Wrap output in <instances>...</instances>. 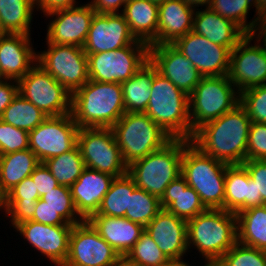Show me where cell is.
<instances>
[{
    "mask_svg": "<svg viewBox=\"0 0 266 266\" xmlns=\"http://www.w3.org/2000/svg\"><path fill=\"white\" fill-rule=\"evenodd\" d=\"M246 110L239 104L232 111L199 127L191 142L203 153L228 165L247 160V142L251 125Z\"/></svg>",
    "mask_w": 266,
    "mask_h": 266,
    "instance_id": "obj_1",
    "label": "cell"
},
{
    "mask_svg": "<svg viewBox=\"0 0 266 266\" xmlns=\"http://www.w3.org/2000/svg\"><path fill=\"white\" fill-rule=\"evenodd\" d=\"M124 113L120 83L89 80L72 94L71 114L79 128H111Z\"/></svg>",
    "mask_w": 266,
    "mask_h": 266,
    "instance_id": "obj_2",
    "label": "cell"
},
{
    "mask_svg": "<svg viewBox=\"0 0 266 266\" xmlns=\"http://www.w3.org/2000/svg\"><path fill=\"white\" fill-rule=\"evenodd\" d=\"M188 250L216 263L237 242V217L224 209H206L187 221Z\"/></svg>",
    "mask_w": 266,
    "mask_h": 266,
    "instance_id": "obj_3",
    "label": "cell"
},
{
    "mask_svg": "<svg viewBox=\"0 0 266 266\" xmlns=\"http://www.w3.org/2000/svg\"><path fill=\"white\" fill-rule=\"evenodd\" d=\"M151 91L145 113L173 139L191 140L189 96L155 66Z\"/></svg>",
    "mask_w": 266,
    "mask_h": 266,
    "instance_id": "obj_4",
    "label": "cell"
},
{
    "mask_svg": "<svg viewBox=\"0 0 266 266\" xmlns=\"http://www.w3.org/2000/svg\"><path fill=\"white\" fill-rule=\"evenodd\" d=\"M226 163L203 153L184 139L181 175L200 197L206 209H224Z\"/></svg>",
    "mask_w": 266,
    "mask_h": 266,
    "instance_id": "obj_5",
    "label": "cell"
},
{
    "mask_svg": "<svg viewBox=\"0 0 266 266\" xmlns=\"http://www.w3.org/2000/svg\"><path fill=\"white\" fill-rule=\"evenodd\" d=\"M184 139H172L164 147L127 167L136 186L161 199L167 186L181 175Z\"/></svg>",
    "mask_w": 266,
    "mask_h": 266,
    "instance_id": "obj_6",
    "label": "cell"
},
{
    "mask_svg": "<svg viewBox=\"0 0 266 266\" xmlns=\"http://www.w3.org/2000/svg\"><path fill=\"white\" fill-rule=\"evenodd\" d=\"M111 129L127 166L173 139L145 112H125Z\"/></svg>",
    "mask_w": 266,
    "mask_h": 266,
    "instance_id": "obj_7",
    "label": "cell"
},
{
    "mask_svg": "<svg viewBox=\"0 0 266 266\" xmlns=\"http://www.w3.org/2000/svg\"><path fill=\"white\" fill-rule=\"evenodd\" d=\"M240 104V93L228 75L202 77L189 95L191 139L203 124L232 111Z\"/></svg>",
    "mask_w": 266,
    "mask_h": 266,
    "instance_id": "obj_8",
    "label": "cell"
},
{
    "mask_svg": "<svg viewBox=\"0 0 266 266\" xmlns=\"http://www.w3.org/2000/svg\"><path fill=\"white\" fill-rule=\"evenodd\" d=\"M87 58L90 80L121 83L149 61V45L130 44L113 51L87 54Z\"/></svg>",
    "mask_w": 266,
    "mask_h": 266,
    "instance_id": "obj_9",
    "label": "cell"
},
{
    "mask_svg": "<svg viewBox=\"0 0 266 266\" xmlns=\"http://www.w3.org/2000/svg\"><path fill=\"white\" fill-rule=\"evenodd\" d=\"M45 42L47 49L37 51V63L72 95L90 80L87 54L76 45Z\"/></svg>",
    "mask_w": 266,
    "mask_h": 266,
    "instance_id": "obj_10",
    "label": "cell"
},
{
    "mask_svg": "<svg viewBox=\"0 0 266 266\" xmlns=\"http://www.w3.org/2000/svg\"><path fill=\"white\" fill-rule=\"evenodd\" d=\"M77 146L84 165L115 178L127 174L120 148L111 128H79Z\"/></svg>",
    "mask_w": 266,
    "mask_h": 266,
    "instance_id": "obj_11",
    "label": "cell"
},
{
    "mask_svg": "<svg viewBox=\"0 0 266 266\" xmlns=\"http://www.w3.org/2000/svg\"><path fill=\"white\" fill-rule=\"evenodd\" d=\"M18 92L48 117L71 113L72 95L38 63L18 81Z\"/></svg>",
    "mask_w": 266,
    "mask_h": 266,
    "instance_id": "obj_12",
    "label": "cell"
},
{
    "mask_svg": "<svg viewBox=\"0 0 266 266\" xmlns=\"http://www.w3.org/2000/svg\"><path fill=\"white\" fill-rule=\"evenodd\" d=\"M79 127L71 113L47 117L29 132V149L40 162L71 151L77 146Z\"/></svg>",
    "mask_w": 266,
    "mask_h": 266,
    "instance_id": "obj_13",
    "label": "cell"
},
{
    "mask_svg": "<svg viewBox=\"0 0 266 266\" xmlns=\"http://www.w3.org/2000/svg\"><path fill=\"white\" fill-rule=\"evenodd\" d=\"M119 254L88 220L74 224L69 251L62 266H111Z\"/></svg>",
    "mask_w": 266,
    "mask_h": 266,
    "instance_id": "obj_14",
    "label": "cell"
},
{
    "mask_svg": "<svg viewBox=\"0 0 266 266\" xmlns=\"http://www.w3.org/2000/svg\"><path fill=\"white\" fill-rule=\"evenodd\" d=\"M228 77L239 93L266 84V51L251 34L231 51Z\"/></svg>",
    "mask_w": 266,
    "mask_h": 266,
    "instance_id": "obj_15",
    "label": "cell"
},
{
    "mask_svg": "<svg viewBox=\"0 0 266 266\" xmlns=\"http://www.w3.org/2000/svg\"><path fill=\"white\" fill-rule=\"evenodd\" d=\"M172 45L192 62L202 77L228 75L231 53L228 47L214 44L193 31L177 39Z\"/></svg>",
    "mask_w": 266,
    "mask_h": 266,
    "instance_id": "obj_16",
    "label": "cell"
},
{
    "mask_svg": "<svg viewBox=\"0 0 266 266\" xmlns=\"http://www.w3.org/2000/svg\"><path fill=\"white\" fill-rule=\"evenodd\" d=\"M72 227L73 225H45L28 220L14 229L34 251L37 250L54 266H62L68 256Z\"/></svg>",
    "mask_w": 266,
    "mask_h": 266,
    "instance_id": "obj_17",
    "label": "cell"
},
{
    "mask_svg": "<svg viewBox=\"0 0 266 266\" xmlns=\"http://www.w3.org/2000/svg\"><path fill=\"white\" fill-rule=\"evenodd\" d=\"M94 14L89 3L48 13L44 16L50 18L45 40L51 44L83 48Z\"/></svg>",
    "mask_w": 266,
    "mask_h": 266,
    "instance_id": "obj_18",
    "label": "cell"
},
{
    "mask_svg": "<svg viewBox=\"0 0 266 266\" xmlns=\"http://www.w3.org/2000/svg\"><path fill=\"white\" fill-rule=\"evenodd\" d=\"M130 44H146L136 40L121 13H95L83 49L86 54L113 51Z\"/></svg>",
    "mask_w": 266,
    "mask_h": 266,
    "instance_id": "obj_19",
    "label": "cell"
},
{
    "mask_svg": "<svg viewBox=\"0 0 266 266\" xmlns=\"http://www.w3.org/2000/svg\"><path fill=\"white\" fill-rule=\"evenodd\" d=\"M149 60L160 74L188 96L202 78L192 62L172 44L149 46Z\"/></svg>",
    "mask_w": 266,
    "mask_h": 266,
    "instance_id": "obj_20",
    "label": "cell"
},
{
    "mask_svg": "<svg viewBox=\"0 0 266 266\" xmlns=\"http://www.w3.org/2000/svg\"><path fill=\"white\" fill-rule=\"evenodd\" d=\"M31 41V35H0L1 79L19 81L37 63V51Z\"/></svg>",
    "mask_w": 266,
    "mask_h": 266,
    "instance_id": "obj_21",
    "label": "cell"
},
{
    "mask_svg": "<svg viewBox=\"0 0 266 266\" xmlns=\"http://www.w3.org/2000/svg\"><path fill=\"white\" fill-rule=\"evenodd\" d=\"M145 230L169 260L181 259L191 253L188 250L187 221L166 209H162Z\"/></svg>",
    "mask_w": 266,
    "mask_h": 266,
    "instance_id": "obj_22",
    "label": "cell"
},
{
    "mask_svg": "<svg viewBox=\"0 0 266 266\" xmlns=\"http://www.w3.org/2000/svg\"><path fill=\"white\" fill-rule=\"evenodd\" d=\"M114 178L109 174L85 167L81 176L70 186L76 210L84 220L97 213Z\"/></svg>",
    "mask_w": 266,
    "mask_h": 266,
    "instance_id": "obj_23",
    "label": "cell"
},
{
    "mask_svg": "<svg viewBox=\"0 0 266 266\" xmlns=\"http://www.w3.org/2000/svg\"><path fill=\"white\" fill-rule=\"evenodd\" d=\"M257 188L243 164L227 165L225 172L224 210L237 214L245 209L263 206Z\"/></svg>",
    "mask_w": 266,
    "mask_h": 266,
    "instance_id": "obj_24",
    "label": "cell"
},
{
    "mask_svg": "<svg viewBox=\"0 0 266 266\" xmlns=\"http://www.w3.org/2000/svg\"><path fill=\"white\" fill-rule=\"evenodd\" d=\"M195 11L182 0H166L159 4L157 45L173 44L192 31Z\"/></svg>",
    "mask_w": 266,
    "mask_h": 266,
    "instance_id": "obj_25",
    "label": "cell"
},
{
    "mask_svg": "<svg viewBox=\"0 0 266 266\" xmlns=\"http://www.w3.org/2000/svg\"><path fill=\"white\" fill-rule=\"evenodd\" d=\"M88 221L119 255H126L145 231V227L125 217L93 214Z\"/></svg>",
    "mask_w": 266,
    "mask_h": 266,
    "instance_id": "obj_26",
    "label": "cell"
},
{
    "mask_svg": "<svg viewBox=\"0 0 266 266\" xmlns=\"http://www.w3.org/2000/svg\"><path fill=\"white\" fill-rule=\"evenodd\" d=\"M192 31L203 35L214 44L228 47L231 51L247 35L234 22L218 15L210 8L196 9Z\"/></svg>",
    "mask_w": 266,
    "mask_h": 266,
    "instance_id": "obj_27",
    "label": "cell"
},
{
    "mask_svg": "<svg viewBox=\"0 0 266 266\" xmlns=\"http://www.w3.org/2000/svg\"><path fill=\"white\" fill-rule=\"evenodd\" d=\"M158 8L150 0H129L121 13L136 40L149 46H157Z\"/></svg>",
    "mask_w": 266,
    "mask_h": 266,
    "instance_id": "obj_28",
    "label": "cell"
},
{
    "mask_svg": "<svg viewBox=\"0 0 266 266\" xmlns=\"http://www.w3.org/2000/svg\"><path fill=\"white\" fill-rule=\"evenodd\" d=\"M162 209L175 214L183 220H190L206 210L199 194L180 175L165 189L160 199Z\"/></svg>",
    "mask_w": 266,
    "mask_h": 266,
    "instance_id": "obj_29",
    "label": "cell"
},
{
    "mask_svg": "<svg viewBox=\"0 0 266 266\" xmlns=\"http://www.w3.org/2000/svg\"><path fill=\"white\" fill-rule=\"evenodd\" d=\"M40 163L30 149L0 155V198L24 178L30 177Z\"/></svg>",
    "mask_w": 266,
    "mask_h": 266,
    "instance_id": "obj_30",
    "label": "cell"
},
{
    "mask_svg": "<svg viewBox=\"0 0 266 266\" xmlns=\"http://www.w3.org/2000/svg\"><path fill=\"white\" fill-rule=\"evenodd\" d=\"M154 65L150 60L127 81L121 82L125 112H145L151 96Z\"/></svg>",
    "mask_w": 266,
    "mask_h": 266,
    "instance_id": "obj_31",
    "label": "cell"
},
{
    "mask_svg": "<svg viewBox=\"0 0 266 266\" xmlns=\"http://www.w3.org/2000/svg\"><path fill=\"white\" fill-rule=\"evenodd\" d=\"M237 217V242L266 251V205L240 211Z\"/></svg>",
    "mask_w": 266,
    "mask_h": 266,
    "instance_id": "obj_32",
    "label": "cell"
},
{
    "mask_svg": "<svg viewBox=\"0 0 266 266\" xmlns=\"http://www.w3.org/2000/svg\"><path fill=\"white\" fill-rule=\"evenodd\" d=\"M34 0H0L1 34L31 35Z\"/></svg>",
    "mask_w": 266,
    "mask_h": 266,
    "instance_id": "obj_33",
    "label": "cell"
},
{
    "mask_svg": "<svg viewBox=\"0 0 266 266\" xmlns=\"http://www.w3.org/2000/svg\"><path fill=\"white\" fill-rule=\"evenodd\" d=\"M136 187L128 174L114 178L96 214L125 217L126 211H129L130 196Z\"/></svg>",
    "mask_w": 266,
    "mask_h": 266,
    "instance_id": "obj_34",
    "label": "cell"
},
{
    "mask_svg": "<svg viewBox=\"0 0 266 266\" xmlns=\"http://www.w3.org/2000/svg\"><path fill=\"white\" fill-rule=\"evenodd\" d=\"M48 116L33 103L25 99L19 92L13 98L0 118L4 123L30 132L41 124Z\"/></svg>",
    "mask_w": 266,
    "mask_h": 266,
    "instance_id": "obj_35",
    "label": "cell"
},
{
    "mask_svg": "<svg viewBox=\"0 0 266 266\" xmlns=\"http://www.w3.org/2000/svg\"><path fill=\"white\" fill-rule=\"evenodd\" d=\"M59 185L70 187L81 176L85 168L81 151L76 146L71 151L43 162Z\"/></svg>",
    "mask_w": 266,
    "mask_h": 266,
    "instance_id": "obj_36",
    "label": "cell"
},
{
    "mask_svg": "<svg viewBox=\"0 0 266 266\" xmlns=\"http://www.w3.org/2000/svg\"><path fill=\"white\" fill-rule=\"evenodd\" d=\"M254 0H212L209 8L218 15L231 20L246 34H251L258 19L247 20ZM252 7V8H251Z\"/></svg>",
    "mask_w": 266,
    "mask_h": 266,
    "instance_id": "obj_37",
    "label": "cell"
},
{
    "mask_svg": "<svg viewBox=\"0 0 266 266\" xmlns=\"http://www.w3.org/2000/svg\"><path fill=\"white\" fill-rule=\"evenodd\" d=\"M162 210L160 199L136 187L130 196L129 211L125 218L146 227Z\"/></svg>",
    "mask_w": 266,
    "mask_h": 266,
    "instance_id": "obj_38",
    "label": "cell"
},
{
    "mask_svg": "<svg viewBox=\"0 0 266 266\" xmlns=\"http://www.w3.org/2000/svg\"><path fill=\"white\" fill-rule=\"evenodd\" d=\"M40 199L56 210L71 225L78 224L84 220L76 210L71 190L68 186L58 185L40 197Z\"/></svg>",
    "mask_w": 266,
    "mask_h": 266,
    "instance_id": "obj_39",
    "label": "cell"
},
{
    "mask_svg": "<svg viewBox=\"0 0 266 266\" xmlns=\"http://www.w3.org/2000/svg\"><path fill=\"white\" fill-rule=\"evenodd\" d=\"M126 255L140 266H164L169 261L146 230Z\"/></svg>",
    "mask_w": 266,
    "mask_h": 266,
    "instance_id": "obj_40",
    "label": "cell"
},
{
    "mask_svg": "<svg viewBox=\"0 0 266 266\" xmlns=\"http://www.w3.org/2000/svg\"><path fill=\"white\" fill-rule=\"evenodd\" d=\"M216 264L218 266H266V251L236 242Z\"/></svg>",
    "mask_w": 266,
    "mask_h": 266,
    "instance_id": "obj_41",
    "label": "cell"
},
{
    "mask_svg": "<svg viewBox=\"0 0 266 266\" xmlns=\"http://www.w3.org/2000/svg\"><path fill=\"white\" fill-rule=\"evenodd\" d=\"M240 105L252 122L266 123V84L242 91Z\"/></svg>",
    "mask_w": 266,
    "mask_h": 266,
    "instance_id": "obj_42",
    "label": "cell"
},
{
    "mask_svg": "<svg viewBox=\"0 0 266 266\" xmlns=\"http://www.w3.org/2000/svg\"><path fill=\"white\" fill-rule=\"evenodd\" d=\"M29 149V132L0 119V155Z\"/></svg>",
    "mask_w": 266,
    "mask_h": 266,
    "instance_id": "obj_43",
    "label": "cell"
},
{
    "mask_svg": "<svg viewBox=\"0 0 266 266\" xmlns=\"http://www.w3.org/2000/svg\"><path fill=\"white\" fill-rule=\"evenodd\" d=\"M247 160H266V123L251 122L247 142Z\"/></svg>",
    "mask_w": 266,
    "mask_h": 266,
    "instance_id": "obj_44",
    "label": "cell"
},
{
    "mask_svg": "<svg viewBox=\"0 0 266 266\" xmlns=\"http://www.w3.org/2000/svg\"><path fill=\"white\" fill-rule=\"evenodd\" d=\"M1 213L10 219L11 227L14 228L25 221L33 218L36 210V202H1Z\"/></svg>",
    "mask_w": 266,
    "mask_h": 266,
    "instance_id": "obj_45",
    "label": "cell"
},
{
    "mask_svg": "<svg viewBox=\"0 0 266 266\" xmlns=\"http://www.w3.org/2000/svg\"><path fill=\"white\" fill-rule=\"evenodd\" d=\"M38 199L40 197L35 183L31 177H27L9 190L1 198V202H37Z\"/></svg>",
    "mask_w": 266,
    "mask_h": 266,
    "instance_id": "obj_46",
    "label": "cell"
},
{
    "mask_svg": "<svg viewBox=\"0 0 266 266\" xmlns=\"http://www.w3.org/2000/svg\"><path fill=\"white\" fill-rule=\"evenodd\" d=\"M257 188V198L266 205V160H245L242 163Z\"/></svg>",
    "mask_w": 266,
    "mask_h": 266,
    "instance_id": "obj_47",
    "label": "cell"
},
{
    "mask_svg": "<svg viewBox=\"0 0 266 266\" xmlns=\"http://www.w3.org/2000/svg\"><path fill=\"white\" fill-rule=\"evenodd\" d=\"M30 177L35 183L39 197H42L59 185L43 162L34 169Z\"/></svg>",
    "mask_w": 266,
    "mask_h": 266,
    "instance_id": "obj_48",
    "label": "cell"
},
{
    "mask_svg": "<svg viewBox=\"0 0 266 266\" xmlns=\"http://www.w3.org/2000/svg\"><path fill=\"white\" fill-rule=\"evenodd\" d=\"M31 220L45 225H71L41 199L36 202V210Z\"/></svg>",
    "mask_w": 266,
    "mask_h": 266,
    "instance_id": "obj_49",
    "label": "cell"
},
{
    "mask_svg": "<svg viewBox=\"0 0 266 266\" xmlns=\"http://www.w3.org/2000/svg\"><path fill=\"white\" fill-rule=\"evenodd\" d=\"M18 93V81L0 79V118Z\"/></svg>",
    "mask_w": 266,
    "mask_h": 266,
    "instance_id": "obj_50",
    "label": "cell"
},
{
    "mask_svg": "<svg viewBox=\"0 0 266 266\" xmlns=\"http://www.w3.org/2000/svg\"><path fill=\"white\" fill-rule=\"evenodd\" d=\"M77 3V0H34L35 9L44 16L56 10L79 6Z\"/></svg>",
    "mask_w": 266,
    "mask_h": 266,
    "instance_id": "obj_51",
    "label": "cell"
},
{
    "mask_svg": "<svg viewBox=\"0 0 266 266\" xmlns=\"http://www.w3.org/2000/svg\"><path fill=\"white\" fill-rule=\"evenodd\" d=\"M126 2V0H91L88 3L91 5L95 13L118 14L122 13Z\"/></svg>",
    "mask_w": 266,
    "mask_h": 266,
    "instance_id": "obj_52",
    "label": "cell"
},
{
    "mask_svg": "<svg viewBox=\"0 0 266 266\" xmlns=\"http://www.w3.org/2000/svg\"><path fill=\"white\" fill-rule=\"evenodd\" d=\"M251 36L263 47L266 51V23H256Z\"/></svg>",
    "mask_w": 266,
    "mask_h": 266,
    "instance_id": "obj_53",
    "label": "cell"
},
{
    "mask_svg": "<svg viewBox=\"0 0 266 266\" xmlns=\"http://www.w3.org/2000/svg\"><path fill=\"white\" fill-rule=\"evenodd\" d=\"M111 266H140L127 255H119Z\"/></svg>",
    "mask_w": 266,
    "mask_h": 266,
    "instance_id": "obj_54",
    "label": "cell"
},
{
    "mask_svg": "<svg viewBox=\"0 0 266 266\" xmlns=\"http://www.w3.org/2000/svg\"><path fill=\"white\" fill-rule=\"evenodd\" d=\"M191 7L198 9L199 7L209 8L212 0H182Z\"/></svg>",
    "mask_w": 266,
    "mask_h": 266,
    "instance_id": "obj_55",
    "label": "cell"
},
{
    "mask_svg": "<svg viewBox=\"0 0 266 266\" xmlns=\"http://www.w3.org/2000/svg\"><path fill=\"white\" fill-rule=\"evenodd\" d=\"M255 14L254 19H259L260 13L266 9V0H254Z\"/></svg>",
    "mask_w": 266,
    "mask_h": 266,
    "instance_id": "obj_56",
    "label": "cell"
},
{
    "mask_svg": "<svg viewBox=\"0 0 266 266\" xmlns=\"http://www.w3.org/2000/svg\"><path fill=\"white\" fill-rule=\"evenodd\" d=\"M209 263L207 261H204V265L201 266H207ZM164 266H192L187 261H184V258L181 259H172L169 260Z\"/></svg>",
    "mask_w": 266,
    "mask_h": 266,
    "instance_id": "obj_57",
    "label": "cell"
},
{
    "mask_svg": "<svg viewBox=\"0 0 266 266\" xmlns=\"http://www.w3.org/2000/svg\"><path fill=\"white\" fill-rule=\"evenodd\" d=\"M150 1L159 5L163 2H165L166 0H150Z\"/></svg>",
    "mask_w": 266,
    "mask_h": 266,
    "instance_id": "obj_58",
    "label": "cell"
},
{
    "mask_svg": "<svg viewBox=\"0 0 266 266\" xmlns=\"http://www.w3.org/2000/svg\"><path fill=\"white\" fill-rule=\"evenodd\" d=\"M207 266H218V265L214 263V264H208Z\"/></svg>",
    "mask_w": 266,
    "mask_h": 266,
    "instance_id": "obj_59",
    "label": "cell"
}]
</instances>
